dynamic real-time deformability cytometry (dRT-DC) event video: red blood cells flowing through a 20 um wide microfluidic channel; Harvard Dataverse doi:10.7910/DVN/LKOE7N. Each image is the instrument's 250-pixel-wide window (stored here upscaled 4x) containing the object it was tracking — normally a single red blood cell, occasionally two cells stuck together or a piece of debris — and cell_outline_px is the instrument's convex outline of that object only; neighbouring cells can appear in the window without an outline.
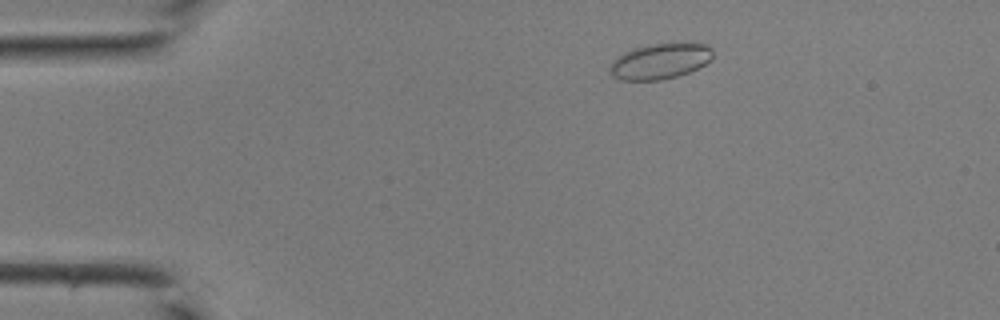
{"species": "common noctule bat (a hibernating species)", "species_latin": "Nyctalus noctula", "temperature_condition": "room temperature", "stored_images_in_passage": 17, "camera_frame_rate_fps": 3000, "um_per_image_px": 0.085, "animal": {"sex": "male", "body_mass_g": 19.0, "forearm_length_mm": 50.8}, "frame": {"image": 1, "passage_image": 2, "time_ms": 0.333, "image_size_px": [1000, 320], "cell_outline_px": [[712, 60], [688, 72], [676, 76], [660, 80], [620, 80], [612, 76], [608, 72], [608, 68], [612, 60], [624, 52], [636, 48], [652, 44], [704, 44], [712, 48]], "centroid_in_image_um": [56.05, 5.22], "position_along_channel_um": 29.0, "area_um2": 21.1}}
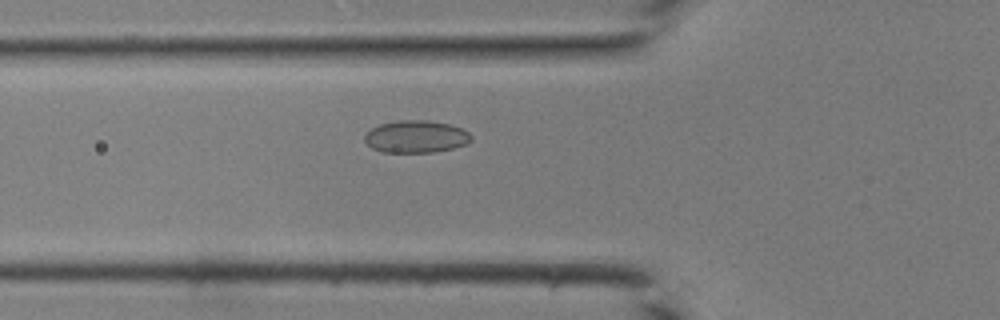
{"frame": {"image": 2, "passage_image": 10, "time_ms": 3.0, "image_size_px": [1000, 320], "cell_outline_px": [[472, 140], [468, 144], [452, 148], [432, 152], [384, 152], [372, 148], [364, 140], [364, 136], [372, 128], [380, 124], [400, 120], [424, 120], [448, 124], [460, 128], [468, 132], [472, 136]], "centroid_in_image_um": [35.37, 11.62], "position_along_channel_um": 90.4, "area_um2": 19.88}}